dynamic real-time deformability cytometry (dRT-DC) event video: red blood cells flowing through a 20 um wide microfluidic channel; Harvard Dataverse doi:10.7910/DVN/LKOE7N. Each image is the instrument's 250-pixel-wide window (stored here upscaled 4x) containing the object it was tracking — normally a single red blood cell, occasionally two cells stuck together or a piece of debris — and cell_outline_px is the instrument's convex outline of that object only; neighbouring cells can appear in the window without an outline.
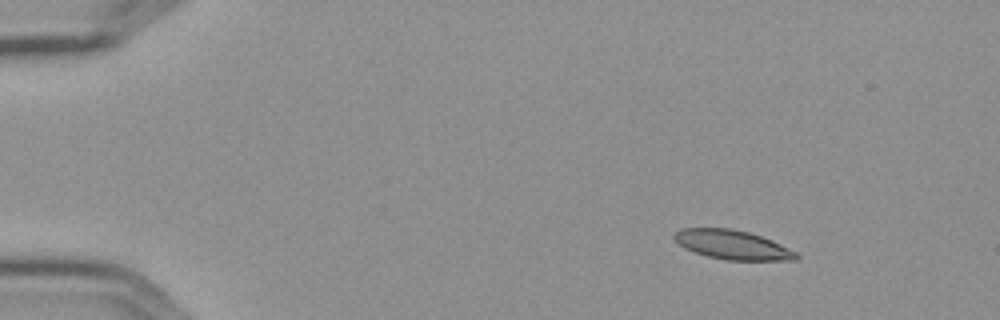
{"species": "Egyptian fruit bat (a non-hibernating species)", "species_latin": "Rousettus aegyptiacus", "temperature_condition": "cold", "stored_images_in_passage": 6, "camera_frame_rate_fps": 3000, "um_per_image_px": 0.085, "frame": {"image": 1, "passage_image": 1, "time_ms": 0.0, "image_size_px": [1000, 320], "cell_outline_px": [[800, 256], [796, 260], [728, 260], [708, 256], [684, 248], [672, 236], [680, 228], [732, 228], [748, 232], [772, 240], [796, 252]], "centroid_in_image_um": [62.26, 20.8], "position_along_channel_um": 22.7, "area_um2": 20.58}}
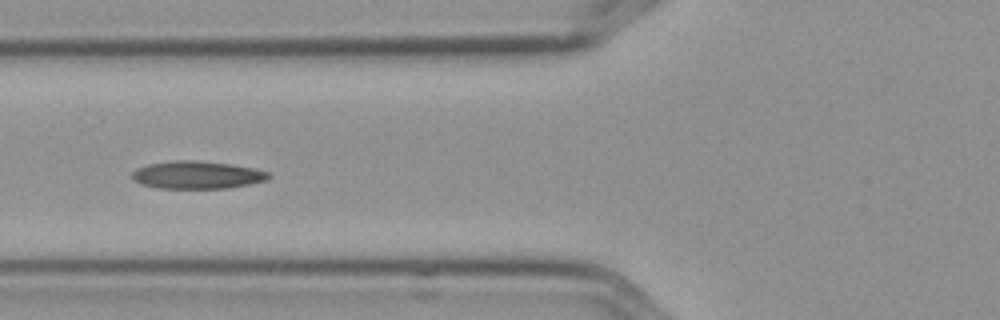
{"frame": {"image": 2, "passage_image": 5, "time_ms": 1.333, "image_size_px": [1000, 320], "cell_outline_px": [[272, 176], [268, 180], [228, 188], [156, 188], [140, 184], [132, 180], [132, 172], [136, 168], [148, 164], [172, 160], [196, 160], [232, 164], [252, 168], [268, 172]], "centroid_in_image_um": [16.72, 14.86], "position_along_channel_um": 109.1, "area_um2": 22.2}}
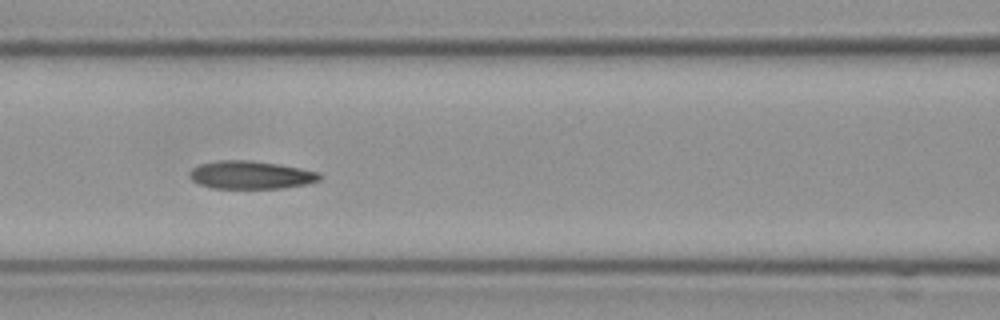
{"frame": {"image": 3, "passage_image": 6, "time_ms": 1.667, "image_size_px": [1000, 320], "cell_outline_px": [[320, 180], [304, 184], [280, 188], [212, 188], [200, 184], [192, 180], [188, 176], [188, 172], [192, 168], [200, 164], [220, 160], [248, 160], [276, 164], [300, 168], [320, 172]], "centroid_in_image_um": [21.27, 14.87], "position_along_channel_um": 145.3, "area_um2": 21.04}}